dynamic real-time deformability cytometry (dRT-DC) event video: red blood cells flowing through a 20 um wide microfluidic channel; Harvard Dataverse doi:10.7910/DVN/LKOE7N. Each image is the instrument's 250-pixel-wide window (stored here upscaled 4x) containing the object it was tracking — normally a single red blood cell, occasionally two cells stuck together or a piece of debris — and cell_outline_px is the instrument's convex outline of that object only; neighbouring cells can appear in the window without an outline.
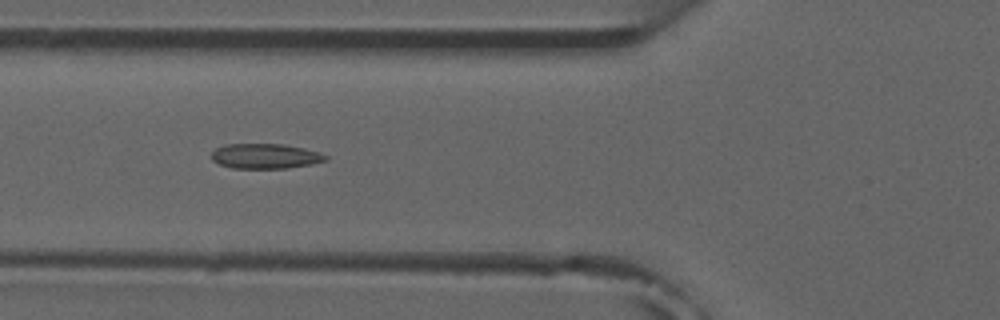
{"species": "common noctule bat (a hibernating species)", "species_latin": "Nyctalus noctula", "temperature_condition": "room temperature", "stored_images_in_passage": 8, "camera_frame_rate_fps": 3000, "um_per_image_px": 0.085, "animal": {"sex": "male", "forearm_length_mm": 52.5}, "frame": {"image": 1, "passage_image": 6, "time_ms": 6.0, "image_size_px": [1000, 320], "cell_outline_px": [[328, 160], [288, 168], [232, 168], [220, 164], [212, 160], [212, 152], [216, 148], [224, 144], [284, 144], [304, 148], [328, 156]], "centroid_in_image_um": [22.52, 13.26], "position_along_channel_um": 103.3, "area_um2": 16.47}}
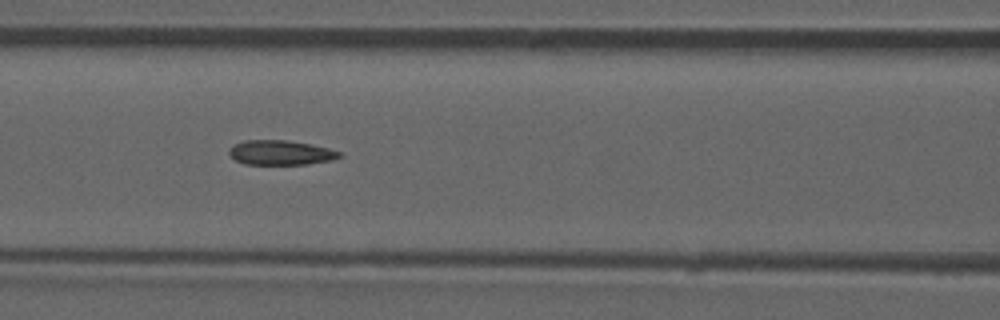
{"frame": {"image": 2, "passage_image": 7, "time_ms": 7.0, "image_size_px": [1000, 320], "cell_outline_px": [[340, 156], [332, 160], [304, 164], [244, 164], [236, 160], [228, 152], [236, 144], [244, 140], [284, 140], [312, 144], [328, 148], [340, 152]], "centroid_in_image_um": [23.86, 12.97], "position_along_channel_um": 142.7, "area_um2": 15.55}}